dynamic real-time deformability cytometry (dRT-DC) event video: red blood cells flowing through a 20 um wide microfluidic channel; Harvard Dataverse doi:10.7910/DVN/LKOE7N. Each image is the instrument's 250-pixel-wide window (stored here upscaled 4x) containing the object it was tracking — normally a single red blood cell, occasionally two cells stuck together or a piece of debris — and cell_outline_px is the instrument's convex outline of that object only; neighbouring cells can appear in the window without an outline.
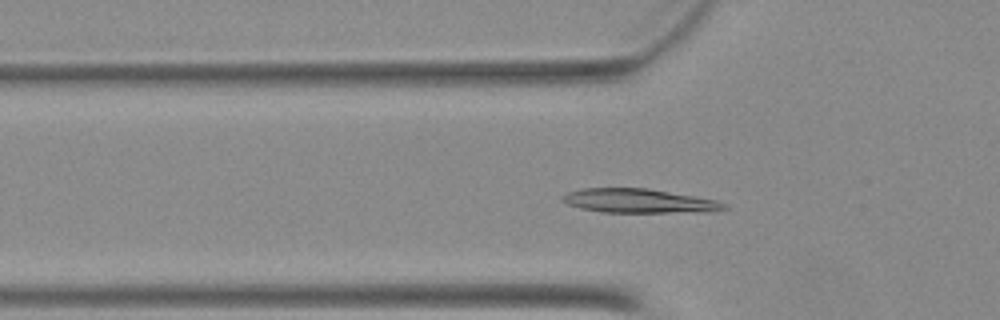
{"species": "Egyptian fruit bat (a non-hibernating species)", "species_latin": "Rousettus aegyptiacus", "temperature_condition": "warm", "stored_images_in_passage": 39, "camera_frame_rate_fps": 3000, "um_per_image_px": 0.085, "animal": {"sex": "female"}, "frame": {"image": 1, "passage_image": 5, "time_ms": 1.333, "image_size_px": [1000, 320], "cell_outline_px": [[728, 208], [716, 212], [600, 212], [580, 208], [568, 204], [560, 200], [560, 196], [568, 192], [584, 188], [648, 188], [716, 200], [724, 204]], "centroid_in_image_um": [54.29, 17.08], "position_along_channel_um": 71.5, "area_um2": 22.72}}
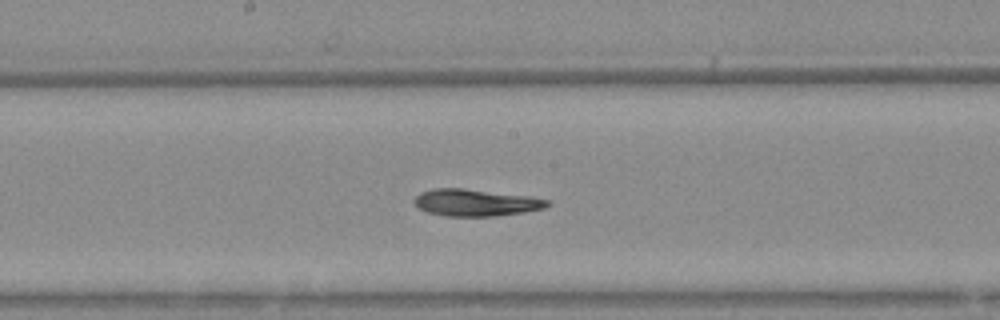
{"frame": {"image": 2, "passage_image": 15, "time_ms": 4.667, "image_size_px": [1000, 320], "cell_outline_px": [[552, 204], [544, 208], [524, 212], [496, 216], [444, 216], [428, 212], [420, 208], [416, 204], [416, 196], [420, 192], [432, 188], [464, 188], [532, 196], [548, 200]], "centroid_in_image_um": [40.48, 17.21], "position_along_channel_um": 207.7, "area_um2": 20.92}}
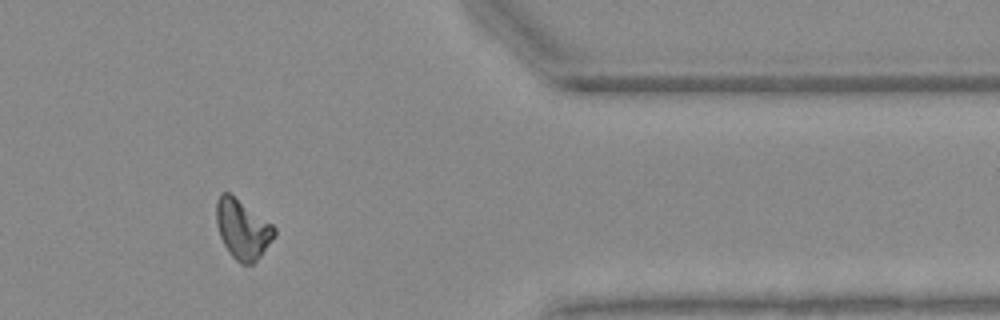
{"frame": {"image": 3, "passage_image": 30, "time_ms": 9.667, "image_size_px": [1000, 320], "cell_outline_px": [[276, 236], [260, 256], [252, 264], [240, 264], [232, 256], [224, 244], [220, 236], [216, 224], [216, 200], [220, 192], [228, 192], [272, 224], [276, 228]], "centroid_in_image_um": [20.61, 19.48], "position_along_channel_um": 390.8, "area_um2": 20.0}}